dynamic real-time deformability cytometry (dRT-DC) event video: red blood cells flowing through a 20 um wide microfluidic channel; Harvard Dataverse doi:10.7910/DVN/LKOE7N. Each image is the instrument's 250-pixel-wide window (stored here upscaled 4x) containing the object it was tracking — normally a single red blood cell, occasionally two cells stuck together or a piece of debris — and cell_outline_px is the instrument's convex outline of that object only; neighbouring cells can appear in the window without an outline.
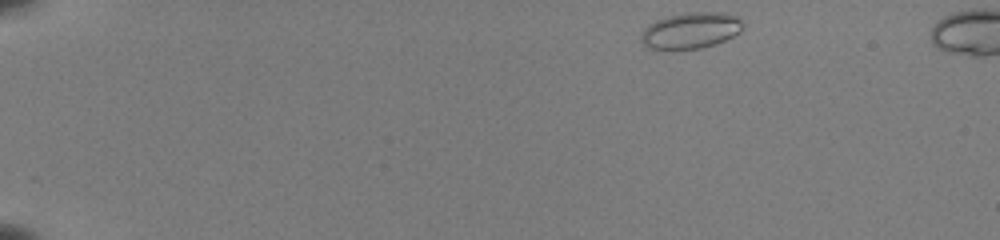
{"species": "common noctule bat (a hibernating species)", "species_latin": "Nyctalus noctula", "temperature_condition": "room temperature", "stored_images_in_passage": 45, "camera_frame_rate_fps": 3000, "um_per_image_px": 0.085, "animal": {"sex": "female", "body_mass_g": 22.0, "forearm_length_mm": 56.7}, "frame": {"image": 1, "passage_image": 1, "time_ms": 0.0, "image_size_px": [1000, 240], "cell_outline_px": [[744, 24], [740, 32], [724, 40], [700, 48], [648, 48], [640, 40], [640, 32], [648, 24], [656, 20], [668, 16], [688, 12], [724, 12], [736, 16]], "centroid_in_image_um": [58.69, 2.56], "position_along_channel_um": 26.3, "area_um2": 21.21}}
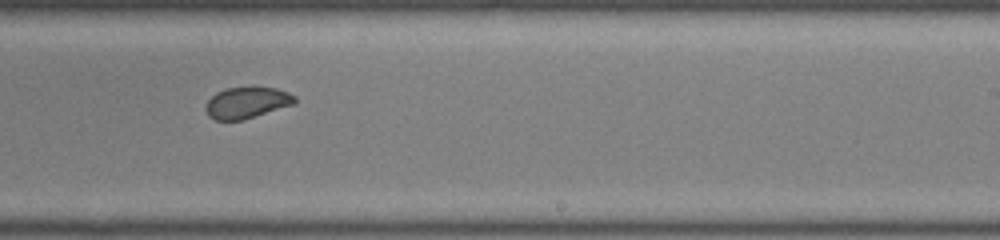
{"frame": {"image": 2, "passage_image": 28, "time_ms": 9.0, "image_size_px": [1000, 240], "cell_outline_px": [[296, 104], [244, 120], [216, 120], [208, 116], [204, 108], [208, 100], [216, 92], [228, 88], [252, 84], [276, 88], [288, 92], [296, 96]], "centroid_in_image_um": [21.01, 8.69], "position_along_channel_um": 268.0, "area_um2": 16.99}}
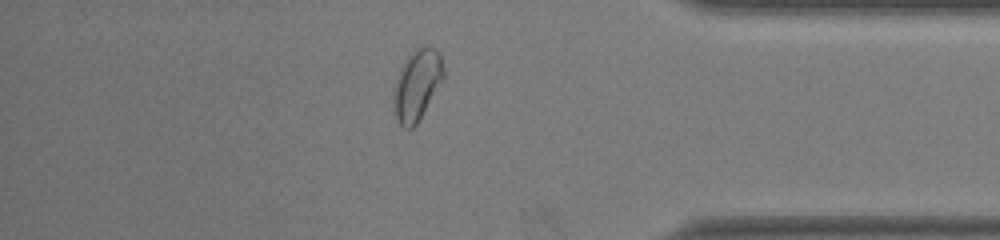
{"frame": {"image": 3, "passage_image": 39, "time_ms": 12.667, "image_size_px": [1000, 240], "cell_outline_px": [[444, 76], [416, 124], [412, 128], [404, 128], [396, 120], [392, 96], [392, 92], [400, 68], [408, 56], [420, 48], [436, 48], [440, 52], [444, 68]], "centroid_in_image_um": [35.42, 7.23], "position_along_channel_um": 399.8, "area_um2": 20.11}}